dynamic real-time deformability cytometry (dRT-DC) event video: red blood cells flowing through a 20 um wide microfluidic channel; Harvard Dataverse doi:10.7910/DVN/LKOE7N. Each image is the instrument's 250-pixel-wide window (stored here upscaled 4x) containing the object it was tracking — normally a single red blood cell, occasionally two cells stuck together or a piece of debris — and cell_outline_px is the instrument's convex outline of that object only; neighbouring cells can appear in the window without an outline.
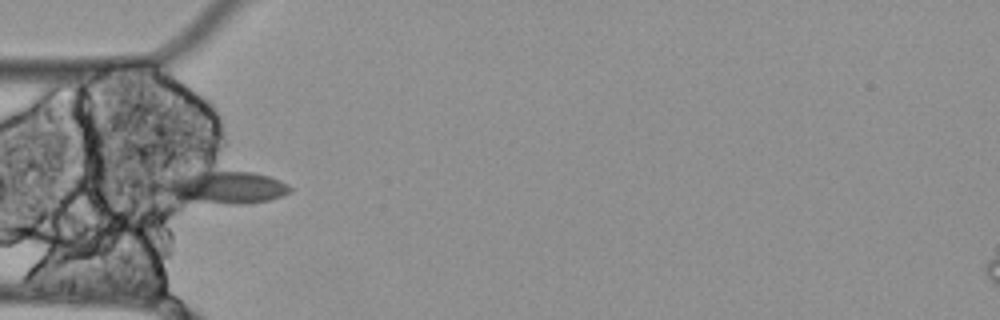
{"species": "Egyptian fruit bat (a non-hibernating species)", "species_latin": "Rousettus aegyptiacus", "temperature_condition": "cold", "stored_images_in_passage": 3, "camera_frame_rate_fps": 3000, "um_per_image_px": 0.085, "animal": {"sex": "female"}, "frame": {"image": 1, "passage_image": 1, "time_ms": 0.0, "image_size_px": [1000, 320], "cell_outline_px": [[292, 192], [268, 200], [248, 204], [228, 204], [180, 200], [148, 188], [148, 180], [168, 176], [196, 172], [252, 172], [268, 176], [280, 180], [288, 184], [292, 188]], "centroid_in_image_um": [18.78, 15.92], "position_along_channel_um": 66.2, "area_um2": 25.61}}